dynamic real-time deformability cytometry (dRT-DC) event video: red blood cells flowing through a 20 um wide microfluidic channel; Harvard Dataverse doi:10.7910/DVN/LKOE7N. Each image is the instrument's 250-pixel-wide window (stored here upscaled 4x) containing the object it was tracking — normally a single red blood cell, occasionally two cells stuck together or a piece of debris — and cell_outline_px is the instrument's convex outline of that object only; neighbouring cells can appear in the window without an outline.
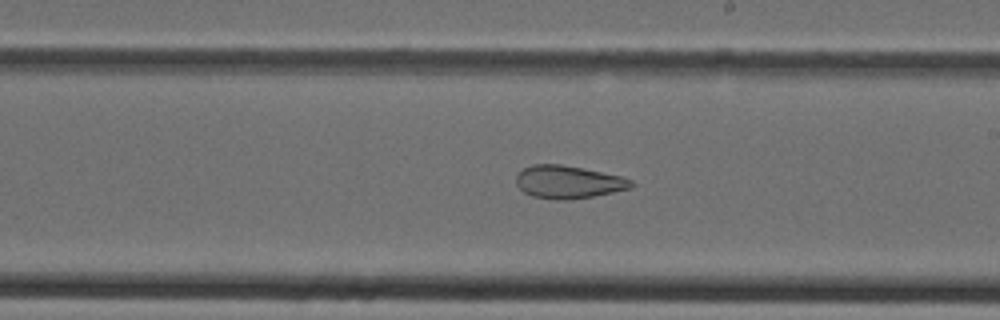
{"species": "Egyptian fruit bat (a non-hibernating species)", "species_latin": "Rousettus aegyptiacus", "temperature_condition": "cold", "stored_images_in_passage": 38, "camera_frame_rate_fps": 3000, "um_per_image_px": 0.085, "animal": {"sex": "female"}, "frame": {"image": 1, "passage_image": 22, "time_ms": 7.0, "image_size_px": [1000, 320], "cell_outline_px": [[636, 184], [632, 188], [592, 196], [568, 200], [556, 200], [532, 196], [524, 192], [516, 184], [516, 176], [524, 168], [532, 164], [560, 164], [620, 176], [632, 180]], "centroid_in_image_um": [48.3, 15.48], "position_along_channel_um": 240.7, "area_um2": 21.85}}